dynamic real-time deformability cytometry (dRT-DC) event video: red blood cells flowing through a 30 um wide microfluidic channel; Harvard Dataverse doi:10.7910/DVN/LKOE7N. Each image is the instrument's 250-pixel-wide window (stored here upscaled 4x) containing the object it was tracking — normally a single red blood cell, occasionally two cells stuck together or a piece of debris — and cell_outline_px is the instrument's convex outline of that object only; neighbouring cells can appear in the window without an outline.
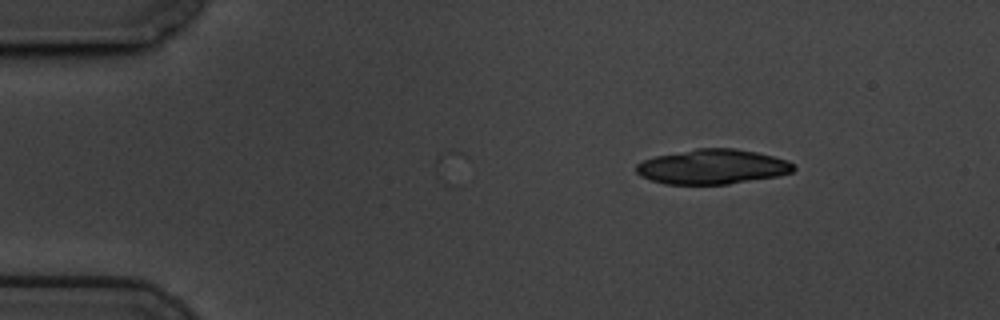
{"species": "common noctule bat (a hibernating species)", "species_latin": "Nyctalus noctula", "temperature_condition": "cold", "stored_images_in_passage": 2, "camera_frame_rate_fps": 3000, "um_per_image_px": 0.085, "animal": {"sex": "male", "body_mass_g": 19.5, "forearm_length_mm": 54.6}, "frame": {"image": 1, "passage_image": 2, "time_ms": 0.333, "image_size_px": [1000, 320], "cell_outline_px": [[796, 168], [792, 172], [776, 176], [728, 184], [664, 184], [640, 176], [636, 172], [636, 164], [644, 160], [656, 156], [696, 148], [736, 148], [756, 152], [788, 160], [796, 164]], "centroid_in_image_um": [60.57, 14.17], "position_along_channel_um": 24.4, "area_um2": 31.91}}